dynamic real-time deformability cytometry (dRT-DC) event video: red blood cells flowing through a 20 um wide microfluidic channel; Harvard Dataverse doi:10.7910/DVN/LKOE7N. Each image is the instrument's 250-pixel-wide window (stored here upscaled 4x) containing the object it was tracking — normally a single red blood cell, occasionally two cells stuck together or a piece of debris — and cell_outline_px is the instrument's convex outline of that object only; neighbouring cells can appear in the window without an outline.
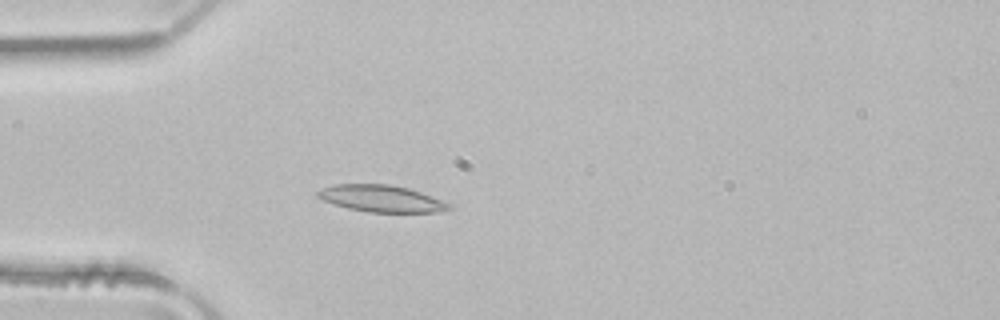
{"species": "common noctule bat (a hibernating species)", "species_latin": "Nyctalus noctula", "temperature_condition": "room temperature", "stored_images_in_passage": 51, "camera_frame_rate_fps": 3000, "um_per_image_px": 0.085, "animal": {"sex": "male", "body_mass_g": 21.5, "forearm_length_mm": 52.0}, "frame": {"image": 1, "passage_image": 15, "time_ms": 4.667, "image_size_px": [1000, 320], "cell_outline_px": [[452, 208], [440, 212], [368, 212], [348, 208], [324, 200], [316, 196], [316, 192], [324, 188], [336, 184], [388, 184], [408, 188], [420, 192], [452, 204]], "centroid_in_image_um": [32.45, 16.88], "position_along_channel_um": 52.6, "area_um2": 20.29}}
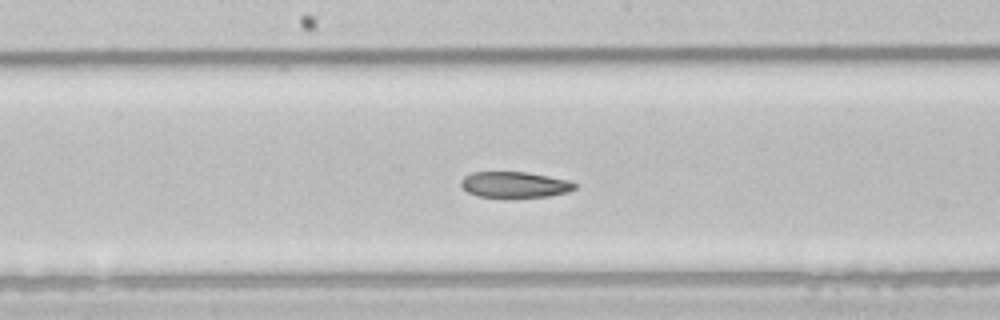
{"frame": {"image": 2, "passage_image": 27, "time_ms": 8.667, "image_size_px": [1000, 320], "cell_outline_px": [[576, 188], [568, 192], [548, 196], [480, 196], [468, 192], [460, 184], [460, 180], [464, 176], [472, 172], [528, 172], [568, 180], [576, 184]], "centroid_in_image_um": [43.75, 15.67], "position_along_channel_um": 204.5, "area_um2": 16.82}}
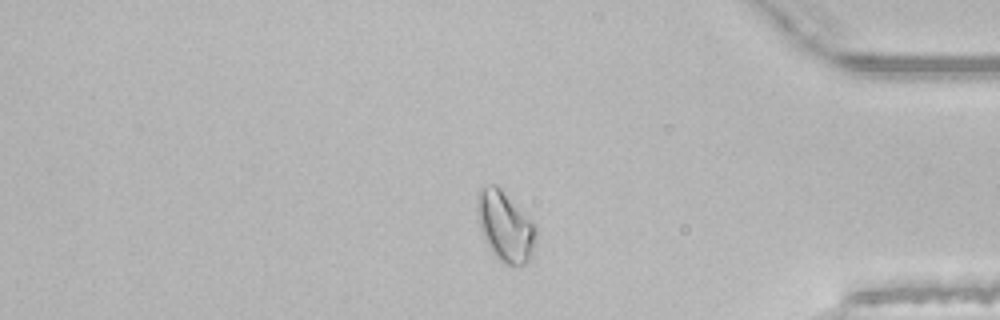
{"frame": {"image": 3, "passage_image": 43, "time_ms": 14.0, "image_size_px": [1000, 320], "cell_outline_px": [[536, 236], [528, 260], [524, 264], [504, 264], [492, 252], [480, 228], [476, 208], [476, 192], [480, 188], [492, 184], [496, 184], [532, 220], [536, 228]], "centroid_in_image_um": [42.9, 19.18], "position_along_channel_um": 392.3, "area_um2": 23.58}, "authors_computed_cell_mechanics": {"area_um2": 20.2878, "velocity_mm_per_s": 4.0154, "shape_relaxation_time_tau1_ms": null, "shape_relaxation_time_tau2_ms": 11.0447, "deformation_change_tau1": null, "deformation_change_tau2": 0.1869}}